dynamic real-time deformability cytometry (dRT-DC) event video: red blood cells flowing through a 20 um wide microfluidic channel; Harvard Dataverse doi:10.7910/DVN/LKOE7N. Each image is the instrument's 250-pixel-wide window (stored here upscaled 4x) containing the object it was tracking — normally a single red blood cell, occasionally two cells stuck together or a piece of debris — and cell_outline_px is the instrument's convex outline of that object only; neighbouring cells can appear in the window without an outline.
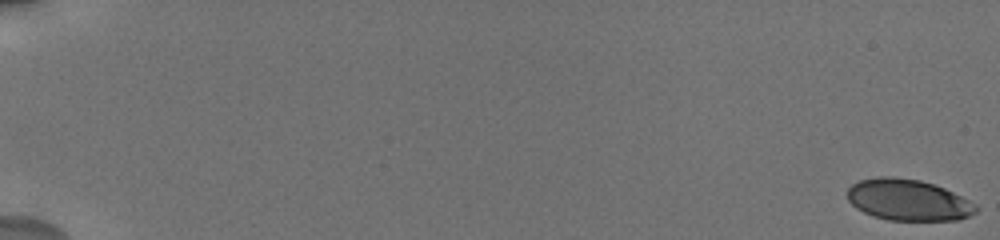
{"species": "human", "species_latin": "Homo sapiens", "temperature_condition": "cold", "stored_images_in_passage": 18, "camera_frame_rate_fps": 3000, "um_per_image_px": 0.085, "donor": {"sex": "male"}, "frame": {"image": 1, "passage_image": 1, "time_ms": 0.0, "image_size_px": [1000, 240], "cell_outline_px": [[976, 212], [960, 220], [888, 220], [872, 216], [856, 208], [848, 200], [848, 188], [852, 184], [860, 180], [876, 176], [892, 176], [920, 180], [944, 188], [976, 204]], "centroid_in_image_um": [77.16, 16.99], "position_along_channel_um": 7.8, "area_um2": 30.87}}
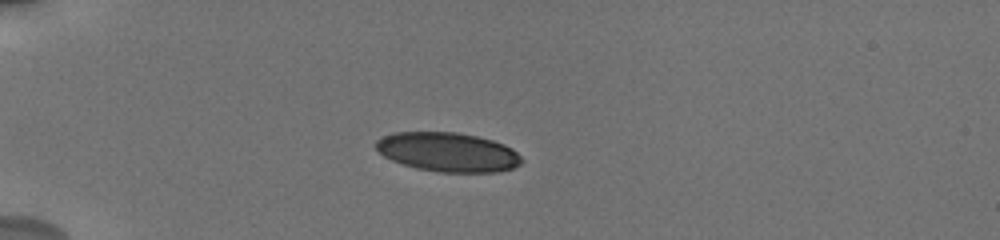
{"frame": {"image": 2, "passage_image": 13, "time_ms": 5.667, "image_size_px": [1000, 240], "cell_outline_px": [[524, 160], [520, 164], [512, 168], [500, 172], [436, 172], [416, 168], [392, 160], [384, 156], [376, 148], [376, 140], [384, 136], [396, 132], [456, 132], [476, 136], [492, 140], [504, 144], [512, 148]], "centroid_in_image_um": [38.09, 12.93], "position_along_channel_um": 46.9, "area_um2": 33.23}}
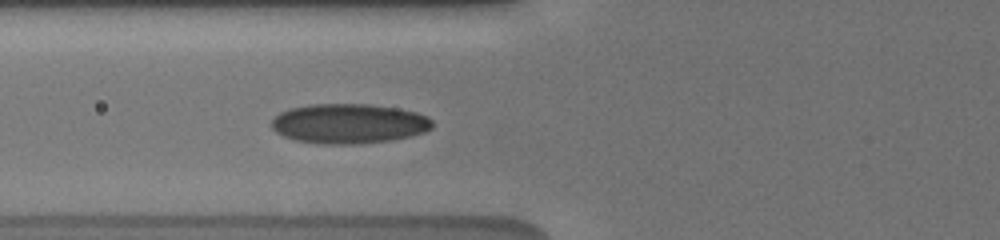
{"frame": {"image": 3, "passage_image": 18, "time_ms": 8.0, "image_size_px": [1000, 240], "cell_outline_px": [[432, 128], [424, 132], [412, 136], [392, 140], [352, 144], [324, 144], [296, 140], [284, 136], [276, 132], [272, 128], [272, 120], [280, 112], [288, 108], [312, 104], [368, 104], [396, 108], [416, 112], [428, 116], [432, 120]], "centroid_in_image_um": [29.66, 10.5], "position_along_channel_um": 96.1, "area_um2": 37.28}}